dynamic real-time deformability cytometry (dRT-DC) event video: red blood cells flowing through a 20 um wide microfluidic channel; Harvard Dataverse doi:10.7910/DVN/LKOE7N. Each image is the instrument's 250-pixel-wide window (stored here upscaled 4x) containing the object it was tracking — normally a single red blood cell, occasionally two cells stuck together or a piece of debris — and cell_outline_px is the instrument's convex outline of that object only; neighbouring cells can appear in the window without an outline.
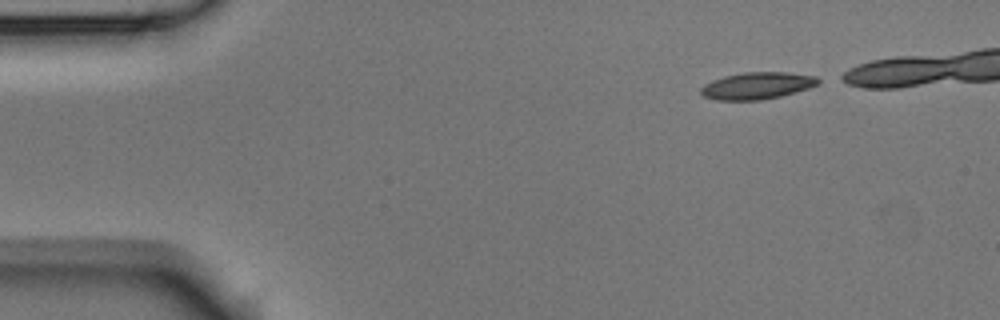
{"species": "Egyptian fruit bat (a non-hibernating species)", "species_latin": "Rousettus aegyptiacus", "temperature_condition": "room temperature", "stored_images_in_passage": 7, "camera_frame_rate_fps": 3000, "um_per_image_px": 0.085, "animal": {"sex": "male"}, "frame": {"image": 1, "passage_image": 1, "time_ms": 0.0, "image_size_px": [1000, 320], "cell_outline_px": [[824, 80], [820, 84], [808, 88], [780, 96], [760, 100], [716, 100], [704, 96], [700, 92], [700, 88], [704, 84], [712, 80], [724, 76], [744, 72], [788, 72], [816, 76]], "centroid_in_image_um": [64.38, 7.27], "position_along_channel_um": 20.6, "area_um2": 18.55}}
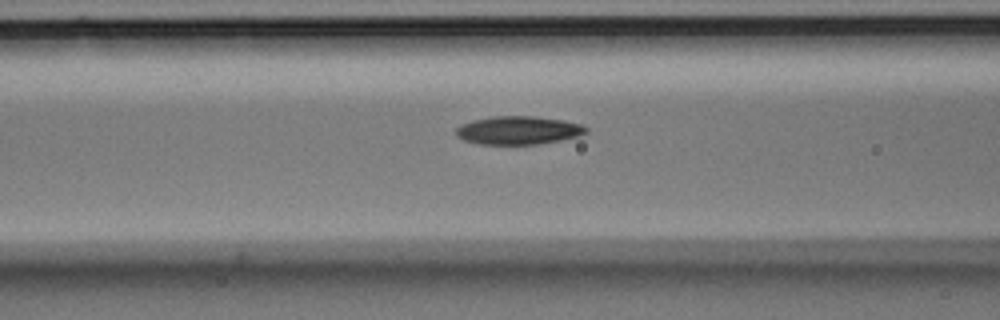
{"frame": {"image": 2, "passage_image": 6, "time_ms": 1.667, "image_size_px": [1000, 320], "cell_outline_px": [[588, 132], [580, 136], [560, 140], [536, 144], [476, 144], [464, 140], [456, 136], [456, 128], [472, 120], [492, 116], [532, 116], [564, 120], [580, 124], [588, 128]], "centroid_in_image_um": [44.07, 11.07], "position_along_channel_um": 122.5, "area_um2": 21.44}}